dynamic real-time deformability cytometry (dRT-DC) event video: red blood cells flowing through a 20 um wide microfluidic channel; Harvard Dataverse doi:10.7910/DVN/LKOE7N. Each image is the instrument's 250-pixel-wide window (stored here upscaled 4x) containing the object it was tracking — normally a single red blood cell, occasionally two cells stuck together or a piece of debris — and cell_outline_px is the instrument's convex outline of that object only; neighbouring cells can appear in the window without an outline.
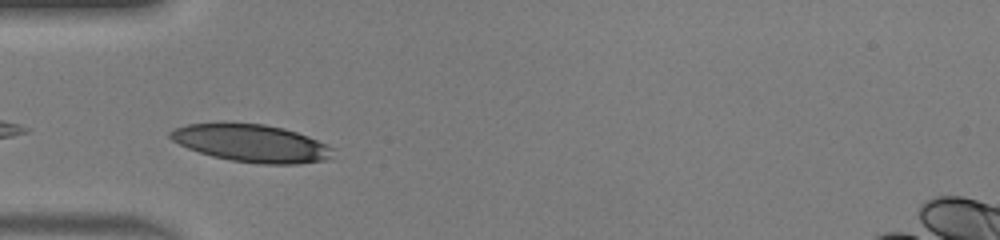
{"species": "human", "species_latin": "Homo sapiens", "temperature_condition": "warm", "stored_images_in_passage": 15, "camera_frame_rate_fps": 3000, "um_per_image_px": 0.085, "donor": {"sex": "male"}, "frame": {"image": 1, "passage_image": 1, "time_ms": 0.0, "image_size_px": [1000, 240], "cell_outline_px": [[332, 156], [324, 160], [296, 164], [260, 164], [232, 160], [212, 156], [188, 148], [172, 140], [168, 136], [168, 132], [176, 128], [188, 124], [264, 124], [284, 128], [308, 136], [332, 148]], "centroid_in_image_um": [21.37, 12.18], "position_along_channel_um": 63.6, "area_um2": 34.91}}
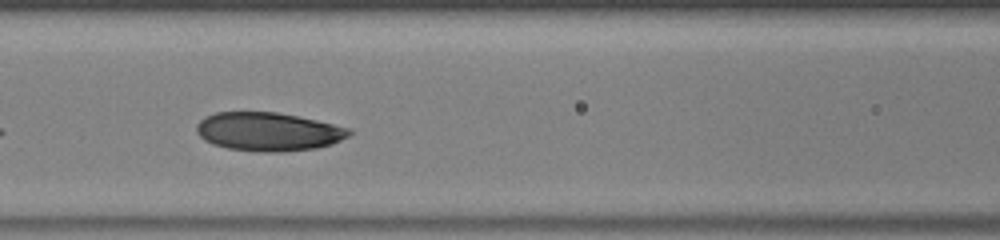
{"frame": {"image": 2, "passage_image": 7, "time_ms": 2.0, "image_size_px": [1000, 240], "cell_outline_px": [[352, 132], [348, 136], [332, 144], [316, 148], [280, 152], [260, 152], [228, 148], [212, 144], [204, 140], [196, 132], [196, 124], [204, 116], [216, 112], [276, 112], [316, 120], [352, 128]], "centroid_in_image_um": [22.79, 11.19], "position_along_channel_um": 143.8, "area_um2": 34.39}}
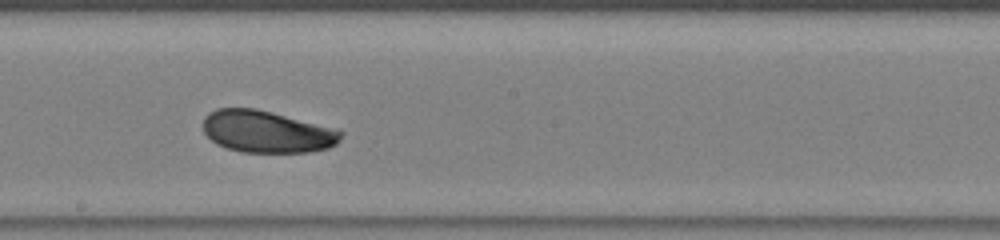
{"frame": {"image": 3, "passage_image": 13, "time_ms": 4.0, "image_size_px": [1000, 240], "cell_outline_px": [[344, 132], [340, 140], [336, 144], [328, 148], [308, 152], [240, 152], [216, 144], [204, 132], [204, 116], [208, 112], [216, 108], [256, 108], [340, 128]], "centroid_in_image_um": [22.73, 11.18], "position_along_channel_um": 225.5, "area_um2": 34.22}}